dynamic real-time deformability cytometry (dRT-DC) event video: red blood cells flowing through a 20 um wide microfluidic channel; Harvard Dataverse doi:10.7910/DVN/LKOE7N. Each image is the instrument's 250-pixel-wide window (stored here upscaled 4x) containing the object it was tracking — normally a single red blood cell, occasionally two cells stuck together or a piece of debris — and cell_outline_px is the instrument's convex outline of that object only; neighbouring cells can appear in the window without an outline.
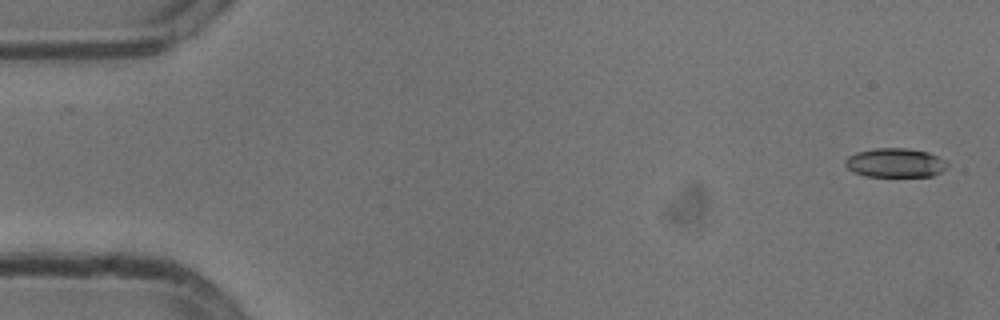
{"species": "common noctule bat (a hibernating species)", "species_latin": "Nyctalus noctula", "temperature_condition": "cold", "stored_images_in_passage": 50, "camera_frame_rate_fps": 3000, "um_per_image_px": 0.085, "animal": {"sex": "male", "body_mass_g": 13.3}, "frame": {"image": 1, "passage_image": 1, "time_ms": 0.0, "image_size_px": [1000, 320], "cell_outline_px": [[948, 168], [932, 176], [864, 176], [848, 168], [844, 164], [844, 160], [848, 156], [856, 152], [876, 148], [904, 148], [928, 152], [944, 160], [948, 164]], "centroid_in_image_um": [76.09, 13.83], "position_along_channel_um": 8.9, "area_um2": 17.22}}
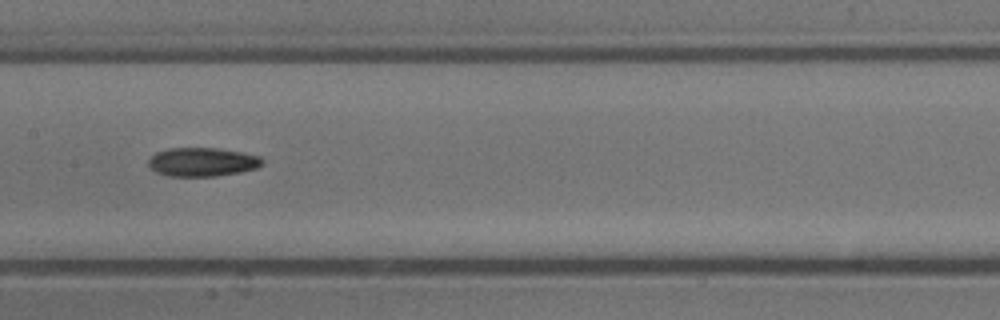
{"frame": {"image": 2, "passage_image": 26, "time_ms": 8.333, "image_size_px": [1000, 320], "cell_outline_px": [[264, 164], [256, 168], [240, 172], [216, 176], [168, 176], [156, 172], [148, 164], [148, 160], [156, 152], [168, 148], [216, 148], [244, 152], [260, 156], [264, 160]], "centroid_in_image_um": [17.23, 13.76], "position_along_channel_um": 190.2, "area_um2": 19.19}}
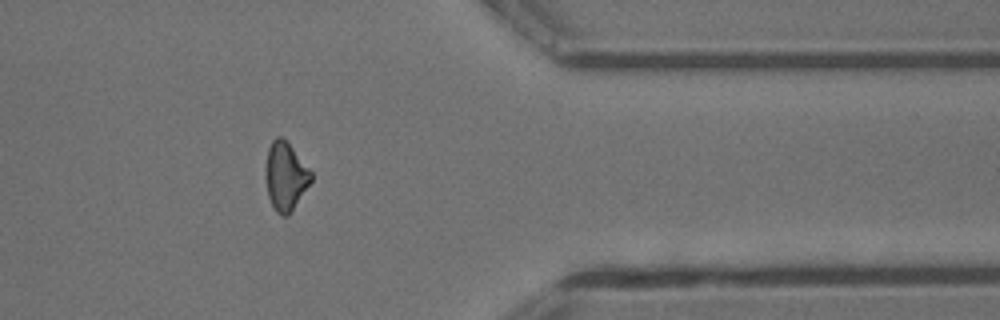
{"frame": {"image": 3, "passage_image": 43, "time_ms": 14.0, "image_size_px": [1000, 320], "cell_outline_px": [[312, 180], [288, 216], [280, 216], [276, 212], [268, 196], [264, 176], [264, 172], [268, 148], [272, 140], [276, 136], [280, 136], [292, 148], [312, 172]], "centroid_in_image_um": [24.23, 15.0], "position_along_channel_um": 387.2, "area_um2": 18.03}}